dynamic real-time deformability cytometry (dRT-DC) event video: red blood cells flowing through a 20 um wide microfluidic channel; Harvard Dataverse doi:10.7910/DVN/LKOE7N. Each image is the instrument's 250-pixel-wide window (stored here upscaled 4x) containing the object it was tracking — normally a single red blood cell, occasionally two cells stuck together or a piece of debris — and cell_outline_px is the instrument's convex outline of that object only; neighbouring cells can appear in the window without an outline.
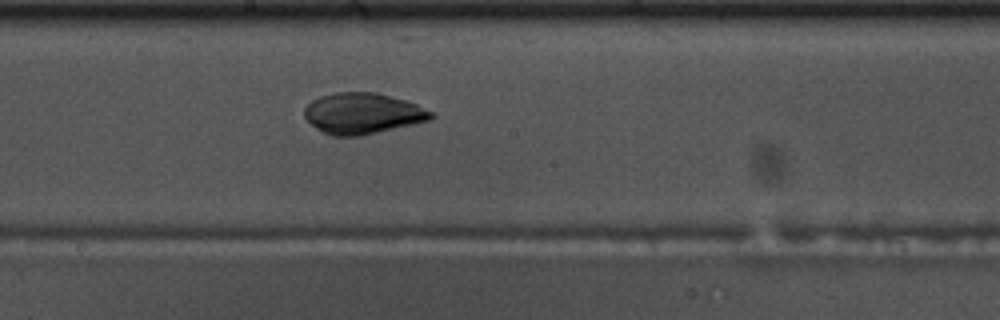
{"species": "common noctule bat (a hibernating species)", "species_latin": "Nyctalus noctula", "temperature_condition": "warm", "stored_images_in_passage": 55, "camera_frame_rate_fps": 3000, "um_per_image_px": 0.085, "animal": {"sex": "male", "body_mass_g": 17.5, "forearm_length_mm": 52.3}, "frame": {"image": 1, "passage_image": 30, "time_ms": 9.667, "image_size_px": [1000, 320], "cell_outline_px": [[436, 116], [428, 120], [412, 124], [360, 136], [332, 136], [316, 128], [304, 116], [304, 108], [312, 100], [320, 96], [336, 92], [376, 92], [404, 100], [416, 104], [432, 112]], "centroid_in_image_um": [30.8, 9.63], "position_along_channel_um": 217.4, "area_um2": 29.94}}
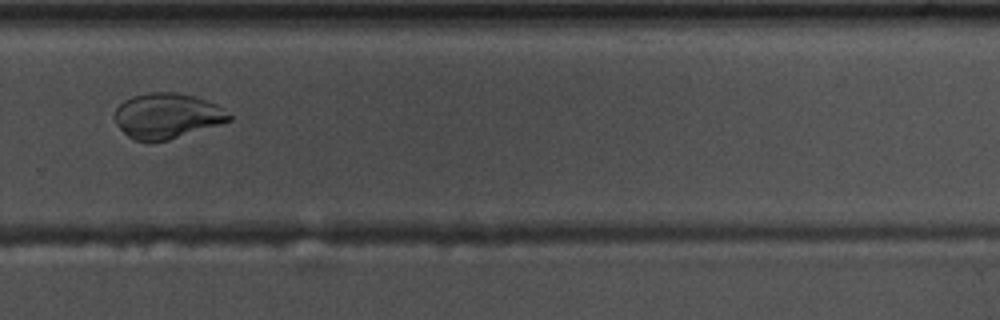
{"frame": {"image": 2, "passage_image": 38, "time_ms": 12.333, "image_size_px": [1000, 320], "cell_outline_px": [[232, 120], [220, 124], [168, 140], [152, 144], [136, 140], [128, 136], [116, 124], [112, 116], [116, 108], [124, 100], [132, 96], [148, 92], [176, 92], [192, 96], [216, 104], [232, 116]], "centroid_in_image_um": [14.14, 9.86], "position_along_channel_um": 315.7, "area_um2": 30.4}}
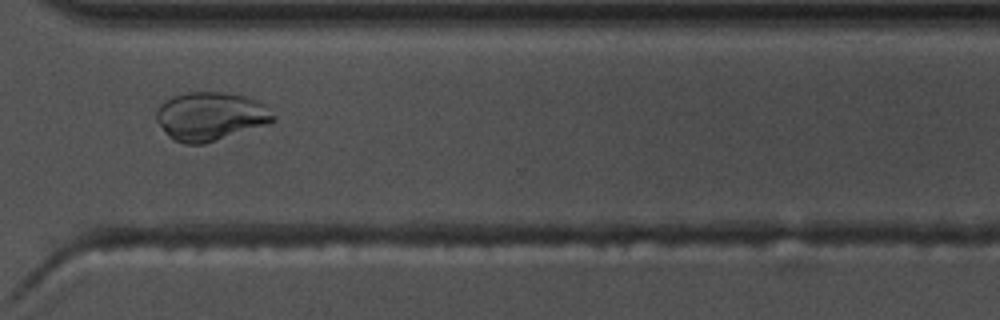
{"frame": {"image": 3, "passage_image": 41, "time_ms": 13.333, "image_size_px": [1000, 320], "cell_outline_px": [[276, 120], [268, 124], [204, 144], [184, 144], [168, 136], [156, 120], [156, 112], [160, 104], [172, 96], [188, 92], [228, 92], [244, 96], [256, 100], [264, 104], [276, 116]], "centroid_in_image_um": [17.9, 9.88], "position_along_channel_um": 352.7, "area_um2": 33.06}}